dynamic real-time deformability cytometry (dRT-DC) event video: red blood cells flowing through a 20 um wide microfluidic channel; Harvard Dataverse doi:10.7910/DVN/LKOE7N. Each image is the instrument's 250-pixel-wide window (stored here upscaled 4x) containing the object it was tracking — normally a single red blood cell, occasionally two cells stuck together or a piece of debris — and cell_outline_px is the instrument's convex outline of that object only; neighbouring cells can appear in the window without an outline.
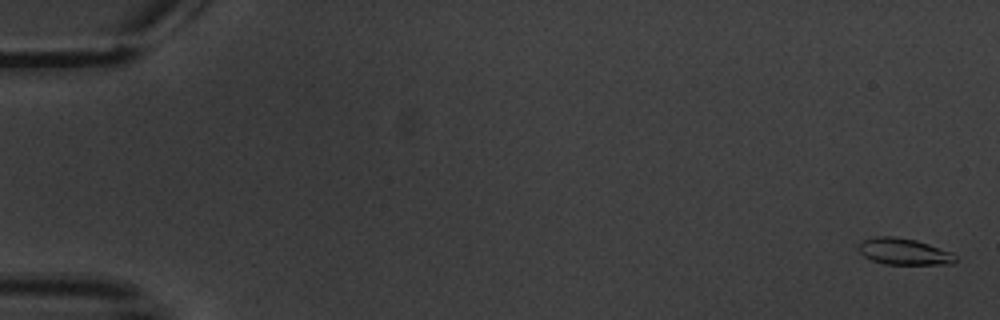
{"species": "common noctule bat (a hibernating species)", "species_latin": "Nyctalus noctula", "temperature_condition": "warm", "stored_images_in_passage": 6, "camera_frame_rate_fps": 3000, "um_per_image_px": 0.085, "animal": {"sex": "male", "body_mass_g": 20.1, "forearm_length_mm": 53.5}, "frame": {"image": 1, "passage_image": 1, "time_ms": 0.0, "image_size_px": [1000, 320], "cell_outline_px": [[956, 260], [952, 264], [884, 264], [872, 260], [864, 256], [856, 248], [864, 240], [876, 236], [892, 236], [916, 240], [952, 252], [956, 256]], "centroid_in_image_um": [76.83, 21.38], "position_along_channel_um": 8.2, "area_um2": 14.85}}